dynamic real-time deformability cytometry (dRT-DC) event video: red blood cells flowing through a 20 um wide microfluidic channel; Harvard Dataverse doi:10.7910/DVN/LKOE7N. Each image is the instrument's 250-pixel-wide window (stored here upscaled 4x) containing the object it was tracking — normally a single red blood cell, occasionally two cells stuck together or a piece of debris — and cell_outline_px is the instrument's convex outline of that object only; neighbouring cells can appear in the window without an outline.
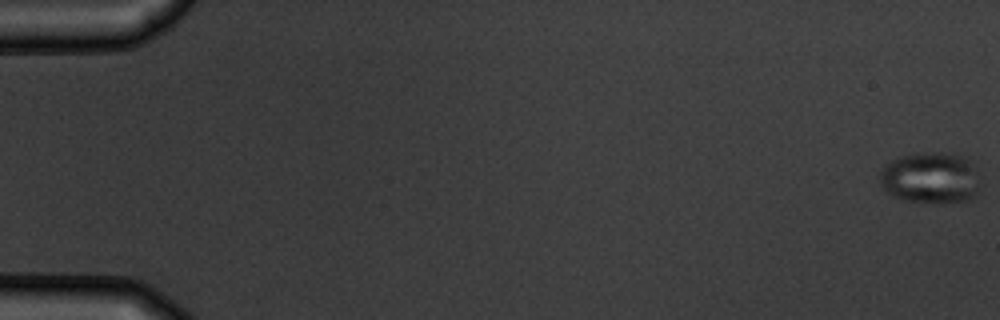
{"species": "common noctule bat (a hibernating species)", "species_latin": "Nyctalus noctula", "temperature_condition": "warm", "stored_images_in_passage": 6, "camera_frame_rate_fps": 3000, "um_per_image_px": 0.085, "animal": {"sex": "male", "body_mass_g": 19.5, "forearm_length_mm": 54.6}, "frame": {"image": 1, "passage_image": 1, "time_ms": 0.0, "image_size_px": [1000, 320], "cell_outline_px": [[984, 184], [976, 196], [972, 200], [944, 204], [940, 204], [900, 200], [892, 196], [880, 184], [880, 168], [884, 164], [900, 156], [912, 152], [956, 152], [968, 156], [976, 160]], "centroid_in_image_um": [79.24, 15.1], "position_along_channel_um": 5.8, "area_um2": 32.37}}